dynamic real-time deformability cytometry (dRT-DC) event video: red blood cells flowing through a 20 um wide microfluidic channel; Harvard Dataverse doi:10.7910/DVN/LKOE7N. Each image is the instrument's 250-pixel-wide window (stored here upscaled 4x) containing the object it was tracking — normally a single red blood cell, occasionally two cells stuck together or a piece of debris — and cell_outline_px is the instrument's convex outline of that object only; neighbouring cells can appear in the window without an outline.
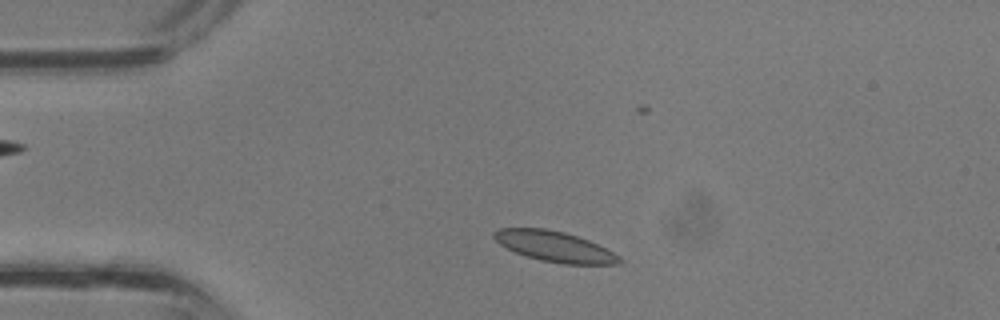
{"species": "common noctule bat (a hibernating species)", "species_latin": "Nyctalus noctula", "temperature_condition": "room temperature", "stored_images_in_passage": 33, "camera_frame_rate_fps": 3000, "um_per_image_px": 0.085, "animal": {"sex": "male", "body_mass_g": 13.3}, "frame": {"image": 1, "passage_image": 3, "time_ms": 0.667, "image_size_px": [1000, 320], "cell_outline_px": [[624, 260], [620, 264], [564, 264], [540, 260], [516, 252], [500, 244], [492, 236], [492, 232], [500, 228], [544, 228], [564, 232], [588, 240], [620, 256]], "centroid_in_image_um": [47.14, 20.95], "position_along_channel_um": 37.9, "area_um2": 22.02}}
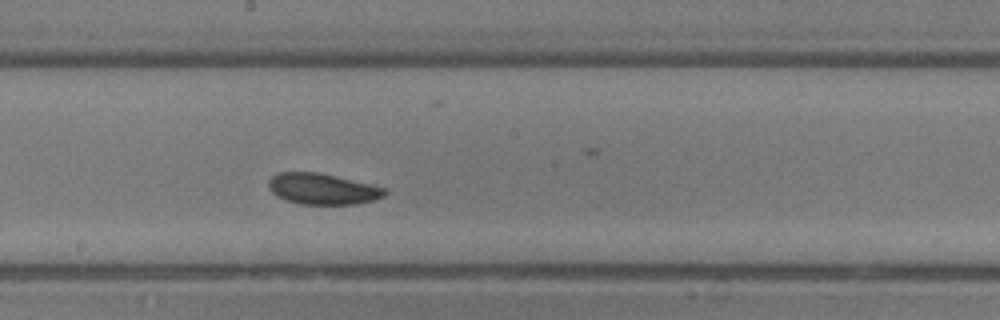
{"frame": {"image": 2, "passage_image": 15, "time_ms": 4.667, "image_size_px": [1000, 320], "cell_outline_px": [[388, 192], [384, 196], [372, 200], [356, 204], [300, 204], [284, 200], [276, 196], [268, 188], [268, 180], [276, 172], [320, 172], [372, 184], [384, 188]], "centroid_in_image_um": [27.38, 16.05], "position_along_channel_um": 220.8, "area_um2": 21.21}}
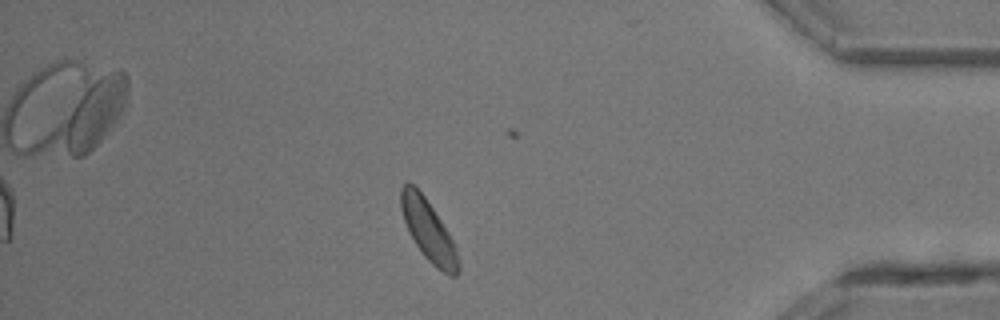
{"frame": {"image": 3, "passage_image": 27, "time_ms": 8.667, "image_size_px": [1000, 320], "cell_outline_px": [[460, 272], [456, 276], [448, 276], [436, 268], [424, 256], [416, 244], [404, 220], [400, 208], [400, 188], [408, 180], [424, 196], [448, 232], [456, 248], [460, 264]], "centroid_in_image_um": [36.43, 19.63], "position_along_channel_um": 398.8, "area_um2": 20.17}}